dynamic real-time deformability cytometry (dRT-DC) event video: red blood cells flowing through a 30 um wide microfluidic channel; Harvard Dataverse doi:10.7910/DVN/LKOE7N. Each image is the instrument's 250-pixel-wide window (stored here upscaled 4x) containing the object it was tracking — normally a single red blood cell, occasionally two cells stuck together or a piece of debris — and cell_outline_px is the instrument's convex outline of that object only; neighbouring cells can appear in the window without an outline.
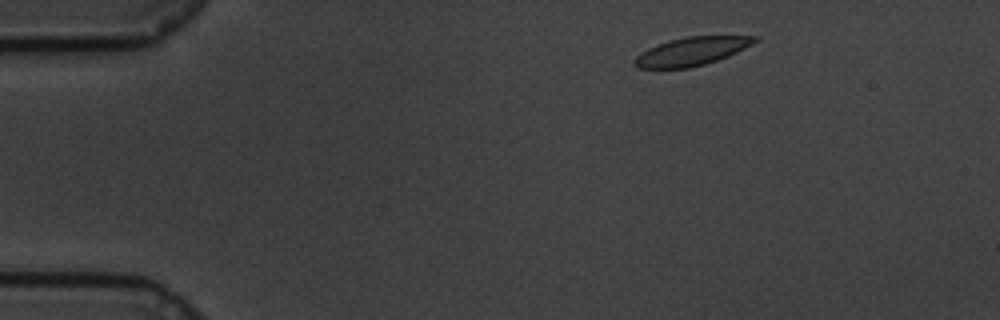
{"species": "common noctule bat (a hibernating species)", "species_latin": "Nyctalus noctula", "temperature_condition": "cold", "stored_images_in_passage": 52, "camera_frame_rate_fps": 3000, "um_per_image_px": 0.085, "animal": {"sex": "male", "body_mass_g": 19.5, "forearm_length_mm": 54.6}, "frame": {"image": 1, "passage_image": 1, "time_ms": 0.0, "image_size_px": [1000, 320], "cell_outline_px": [[760, 40], [728, 56], [704, 64], [688, 68], [636, 68], [632, 64], [632, 60], [640, 52], [656, 44], [668, 40], [688, 36], [760, 36]], "centroid_in_image_um": [58.74, 4.36], "position_along_channel_um": 26.3, "area_um2": 19.94}}
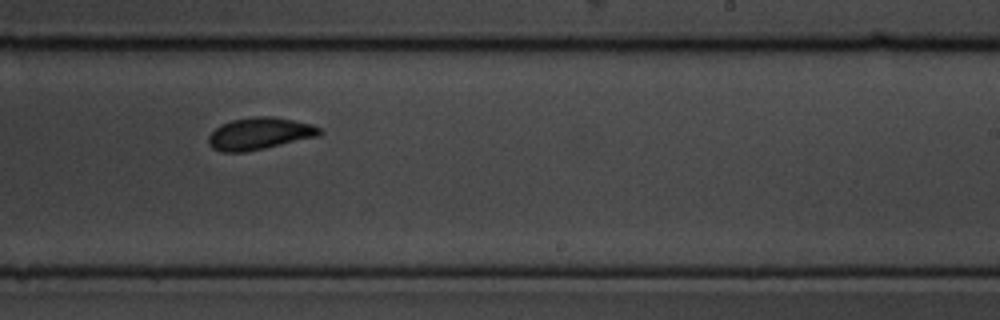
{"frame": {"image": 2, "passage_image": 29, "time_ms": 9.333, "image_size_px": [1000, 320], "cell_outline_px": [[320, 136], [264, 148], [244, 152], [220, 152], [212, 148], [208, 144], [208, 136], [220, 124], [232, 120], [252, 116], [276, 116], [312, 124], [320, 128]], "centroid_in_image_um": [22.04, 11.35], "position_along_channel_um": 267.0, "area_um2": 20.87}}
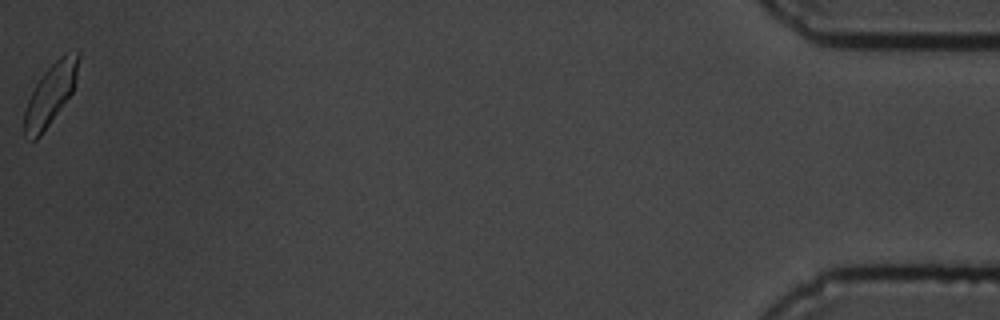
{"frame": {"image": 3, "passage_image": 52, "time_ms": 17.0, "image_size_px": [1000, 320], "cell_outline_px": [[80, 56], [76, 76], [72, 92], [40, 136], [36, 140], [28, 140], [24, 136], [24, 112], [28, 100], [36, 84], [44, 72], [64, 52], [80, 52]], "centroid_in_image_um": [4.27, 8.02], "position_along_channel_um": 430.9, "area_um2": 18.9}, "authors_computed_cell_mechanics": {"area_um2": 20.1433, "velocity_mm_per_s": 3.3404, "shape_relaxation_time_tau1_ms": 2.2931, "shape_relaxation_time_tau2_ms": 1.0664, "deformation_change_tau1": 0.1221, "deformation_change_tau2": 0.0608}}